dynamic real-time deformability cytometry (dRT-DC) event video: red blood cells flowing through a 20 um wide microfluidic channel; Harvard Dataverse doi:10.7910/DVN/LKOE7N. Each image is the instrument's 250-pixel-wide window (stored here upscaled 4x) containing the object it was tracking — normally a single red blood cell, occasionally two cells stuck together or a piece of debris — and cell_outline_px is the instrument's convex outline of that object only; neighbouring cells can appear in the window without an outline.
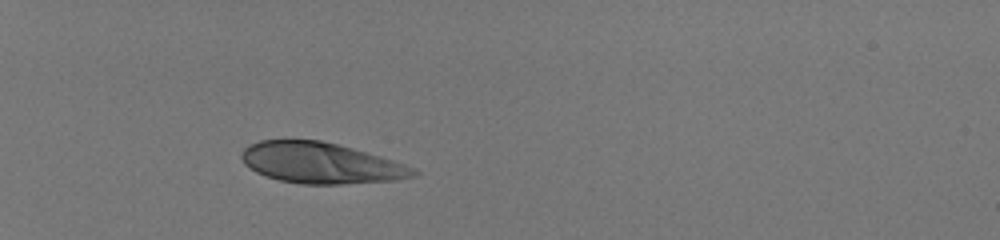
{"species": "human", "species_latin": "Homo sapiens", "temperature_condition": "room temperature", "stored_images_in_passage": 33, "camera_frame_rate_fps": 3000, "um_per_image_px": 0.085, "donor": {"sex": "male"}, "frame": {"image": 1, "passage_image": 1, "time_ms": 0.0, "image_size_px": [1000, 240], "cell_outline_px": [[420, 172], [416, 176], [400, 180], [344, 184], [300, 184], [280, 180], [256, 172], [244, 164], [240, 156], [240, 152], [248, 144], [260, 140], [320, 140], [352, 148], [380, 156], [416, 168]], "centroid_in_image_um": [27.28, 13.86], "position_along_channel_um": 57.7, "area_um2": 41.1}}
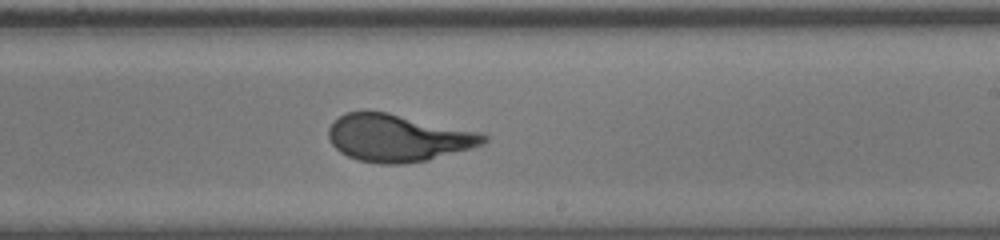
{"frame": {"image": 2, "passage_image": 19, "time_ms": 6.0, "image_size_px": [1000, 240], "cell_outline_px": [[488, 140], [484, 144], [472, 148], [428, 160], [404, 164], [376, 164], [360, 160], [348, 156], [340, 152], [332, 144], [328, 136], [328, 128], [340, 116], [348, 112], [388, 112], [484, 132], [488, 136]], "centroid_in_image_um": [33.89, 11.73], "position_along_channel_um": 255.1, "area_um2": 42.89}}
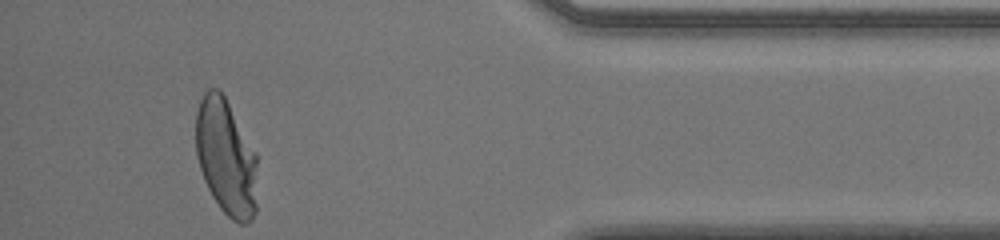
{"frame": {"image": 3, "passage_image": 33, "time_ms": 10.667, "image_size_px": [1000, 240], "cell_outline_px": [[256, 212], [252, 220], [244, 224], [240, 224], [232, 220], [220, 208], [212, 196], [204, 180], [200, 168], [196, 152], [196, 112], [200, 100], [204, 92], [208, 88], [220, 88], [256, 152]], "centroid_in_image_um": [19.21, 13.36], "position_along_channel_um": 416.0, "area_um2": 41.85}, "authors_computed_cell_mechanics": {"area_um2": 41.7894, "velocity_mm_per_s": 4.008, "shape_relaxation_time_tau1_ms": 3.7126, "shape_relaxation_time_tau2_ms": null, "deformation_change_tau1": 0.224, "deformation_change_tau2": null}}